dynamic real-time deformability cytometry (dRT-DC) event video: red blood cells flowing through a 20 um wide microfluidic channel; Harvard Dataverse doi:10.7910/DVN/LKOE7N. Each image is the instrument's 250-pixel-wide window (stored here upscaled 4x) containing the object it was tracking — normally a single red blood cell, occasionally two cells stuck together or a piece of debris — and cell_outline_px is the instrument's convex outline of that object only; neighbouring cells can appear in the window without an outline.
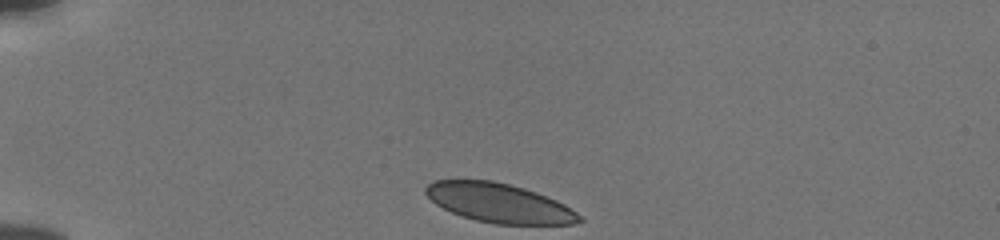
{"species": "human", "species_latin": "Homo sapiens", "temperature_condition": "cold", "stored_images_in_passage": 36, "camera_frame_rate_fps": 3000, "um_per_image_px": 0.085, "donor": {"sex": "male"}, "frame": {"image": 1, "passage_image": 1, "time_ms": 0.0, "image_size_px": [1000, 240], "cell_outline_px": [[584, 220], [572, 224], [496, 224], [476, 220], [452, 212], [436, 204], [424, 192], [424, 188], [432, 180], [492, 180], [524, 188], [536, 192], [556, 200], [564, 204], [576, 212]], "centroid_in_image_um": [42.42, 17.25], "position_along_channel_um": 42.6, "area_um2": 34.8}}
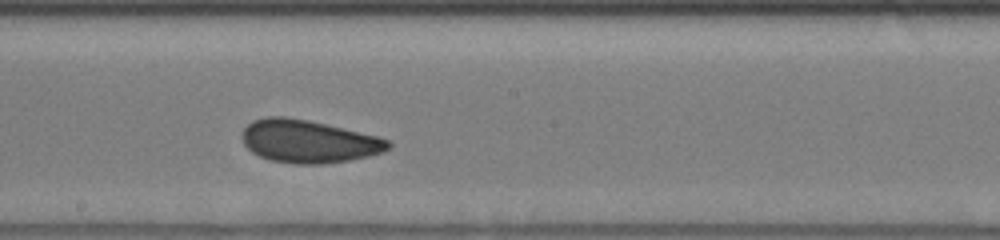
{"frame": {"image": 2, "passage_image": 19, "time_ms": 6.0, "image_size_px": [1000, 240], "cell_outline_px": [[392, 144], [384, 152], [368, 156], [348, 160], [320, 164], [296, 164], [272, 160], [260, 156], [252, 152], [244, 144], [240, 136], [244, 128], [252, 120], [268, 116], [284, 116], [308, 120], [376, 136], [388, 140]], "centroid_in_image_um": [26.18, 12.01], "position_along_channel_um": 222.0, "area_um2": 36.24}}
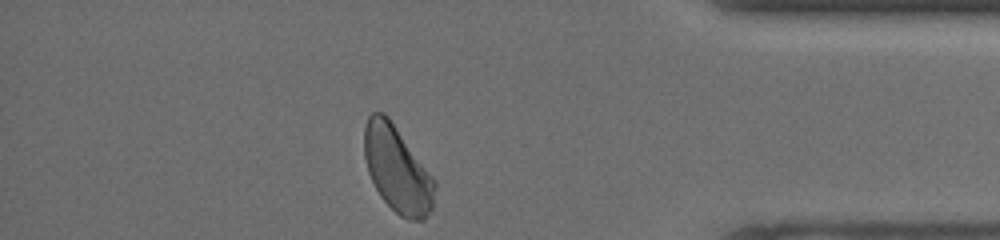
{"frame": {"image": 3, "passage_image": 35, "time_ms": 11.333, "image_size_px": [1000, 240], "cell_outline_px": [[436, 184], [432, 208], [424, 220], [408, 220], [400, 216], [380, 196], [368, 172], [364, 156], [364, 128], [368, 116], [372, 112], [384, 112], [388, 116], [436, 180]], "centroid_in_image_um": [33.77, 14.38], "position_along_channel_um": 401.4, "area_um2": 35.37}, "authors_computed_cell_mechanics": {"area_um2": 35.9805, "velocity_mm_per_s": 3.7982, "shape_relaxation_time_tau1_ms": 2.886, "shape_relaxation_time_tau2_ms": 1.3086, "deformation_change_tau1": 0.0813, "deformation_change_tau2": 0.059}}